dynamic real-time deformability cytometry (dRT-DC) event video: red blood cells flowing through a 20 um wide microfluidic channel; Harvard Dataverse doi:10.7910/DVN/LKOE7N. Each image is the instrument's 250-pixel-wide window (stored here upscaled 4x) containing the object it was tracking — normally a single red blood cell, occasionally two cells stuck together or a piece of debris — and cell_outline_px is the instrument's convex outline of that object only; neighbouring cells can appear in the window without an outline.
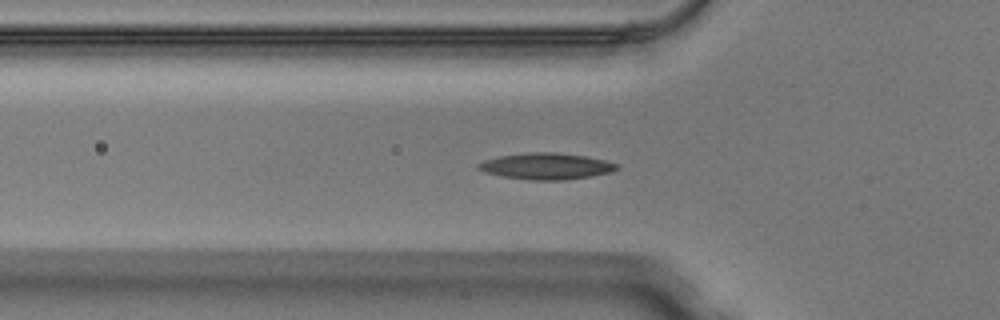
{"species": "Egyptian fruit bat (a non-hibernating species)", "species_latin": "Rousettus aegyptiacus", "temperature_condition": "warm", "stored_images_in_passage": 40, "segment_of_instrument_passage": [1, 2], "camera_frame_rate_fps": 3000, "um_per_image_px": 0.085, "animal": {"sex": "male"}, "frame": {"image": 1, "passage_image": 6, "time_ms": 1.667, "image_size_px": [1000, 320], "cell_outline_px": [[620, 168], [612, 172], [592, 176], [564, 180], [532, 180], [504, 176], [484, 172], [476, 168], [476, 164], [484, 160], [500, 156], [528, 152], [552, 152], [584, 156], [604, 160], [616, 164]], "centroid_in_image_um": [46.42, 14.13], "position_along_channel_um": 79.4, "area_um2": 21.15}}
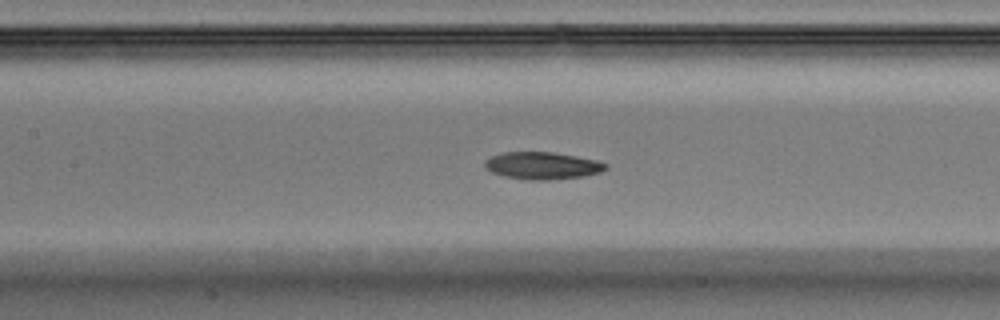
{"frame": {"image": 2, "passage_image": 12, "time_ms": 3.667, "image_size_px": [1000, 320], "cell_outline_px": [[608, 168], [600, 172], [584, 176], [552, 180], [528, 180], [504, 176], [492, 172], [484, 168], [484, 160], [492, 156], [504, 152], [552, 152], [576, 156], [596, 160], [608, 164]], "centroid_in_image_um": [46.1, 14.08], "position_along_channel_um": 161.3, "area_um2": 19.31}}
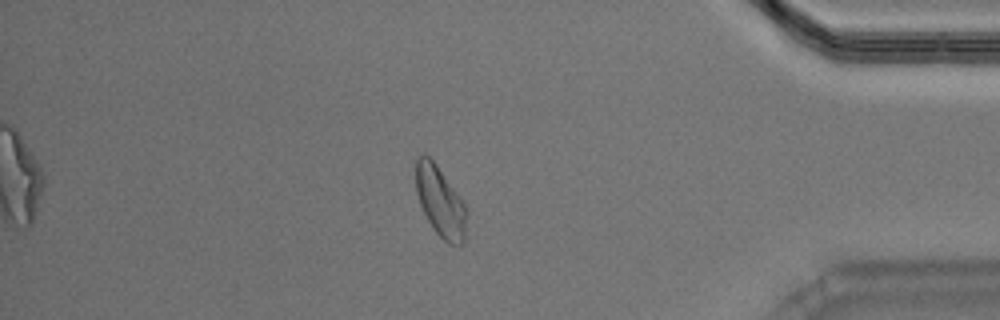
{"frame": {"image": 3, "passage_image": 32, "time_ms": 10.333, "image_size_px": [1000, 320], "cell_outline_px": [[468, 212], [464, 240], [460, 244], [448, 244], [432, 228], [420, 204], [416, 192], [416, 156], [424, 152], [436, 164], [464, 204]], "centroid_in_image_um": [37.41, 17.13], "position_along_channel_um": 397.8, "area_um2": 20.58}}